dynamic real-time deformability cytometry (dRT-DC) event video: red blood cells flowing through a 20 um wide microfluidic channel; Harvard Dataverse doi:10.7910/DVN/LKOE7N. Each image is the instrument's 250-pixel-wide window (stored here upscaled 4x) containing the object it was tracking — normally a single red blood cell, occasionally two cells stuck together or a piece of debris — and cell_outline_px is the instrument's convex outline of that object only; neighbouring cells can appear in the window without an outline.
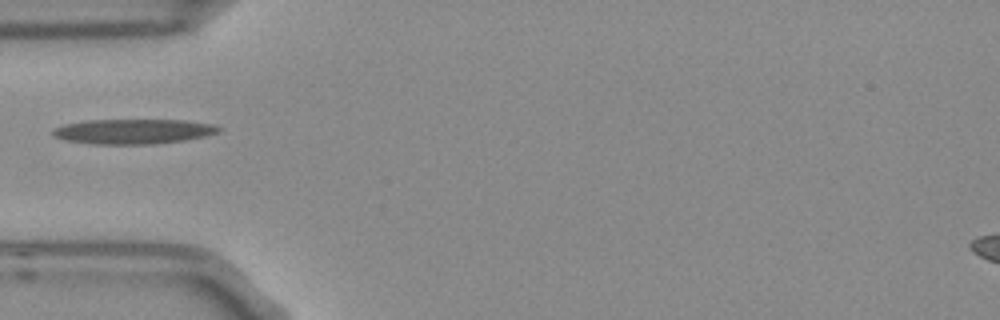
{"species": "Egyptian fruit bat (a non-hibernating species)", "species_latin": "Rousettus aegyptiacus", "temperature_condition": "room temperature", "stored_images_in_passage": 5, "camera_frame_rate_fps": 3000, "um_per_image_px": 0.085, "frame": {"image": 1, "passage_image": 5, "time_ms": 1.333, "image_size_px": [1000, 320], "cell_outline_px": [[220, 132], [204, 136], [184, 140], [156, 144], [92, 144], [68, 140], [56, 136], [52, 132], [52, 128], [64, 124], [84, 120], [184, 120], [212, 124], [220, 128]], "centroid_in_image_um": [11.32, 11.17], "position_along_channel_um": 73.7, "area_um2": 23.99}}